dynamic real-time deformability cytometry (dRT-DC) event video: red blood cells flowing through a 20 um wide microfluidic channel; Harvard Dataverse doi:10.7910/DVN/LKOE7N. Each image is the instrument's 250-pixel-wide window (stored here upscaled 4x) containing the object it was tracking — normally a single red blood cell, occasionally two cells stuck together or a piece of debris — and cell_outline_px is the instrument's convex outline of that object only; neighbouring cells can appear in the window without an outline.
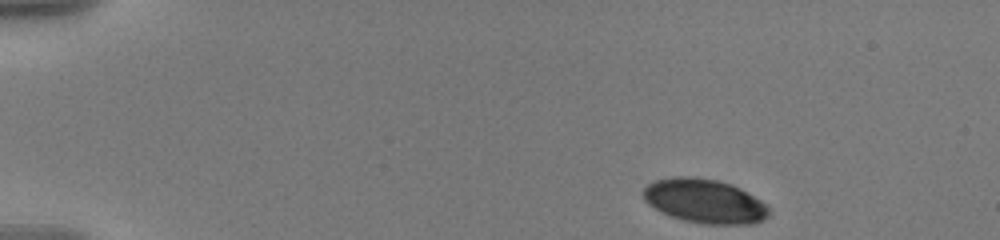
{"species": "human", "species_latin": "Homo sapiens", "temperature_condition": "warm", "stored_images_in_passage": 50, "camera_frame_rate_fps": 3000, "um_per_image_px": 0.085, "donor": {"sex": "male"}, "frame": {"image": 1, "passage_image": 1, "time_ms": 0.0, "image_size_px": [1000, 240], "cell_outline_px": [[768, 216], [764, 220], [756, 224], [700, 224], [684, 220], [672, 216], [648, 204], [644, 200], [644, 188], [648, 184], [656, 180], [672, 176], [696, 176], [716, 180], [732, 184], [740, 188], [760, 200], [768, 208]], "centroid_in_image_um": [59.9, 17.09], "position_along_channel_um": 25.1, "area_um2": 32.25}}
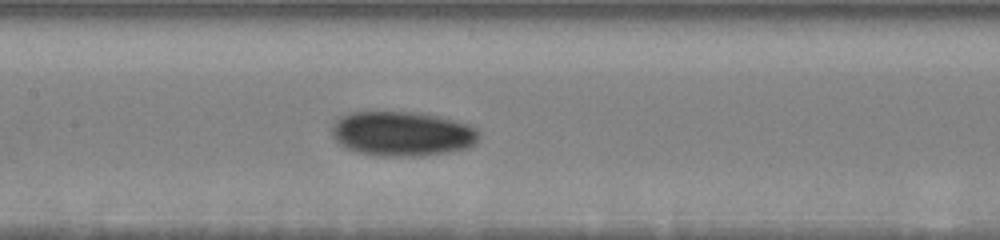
{"frame": {"image": 2, "passage_image": 22, "time_ms": 7.0, "image_size_px": [1000, 240], "cell_outline_px": [[480, 136], [476, 144], [468, 148], [448, 152], [420, 156], [376, 156], [356, 152], [344, 148], [332, 136], [332, 124], [340, 116], [352, 112], [424, 112], [440, 116], [468, 124], [476, 128], [480, 132]], "centroid_in_image_um": [34.2, 11.37], "position_along_channel_um": 173.2, "area_um2": 38.9}}
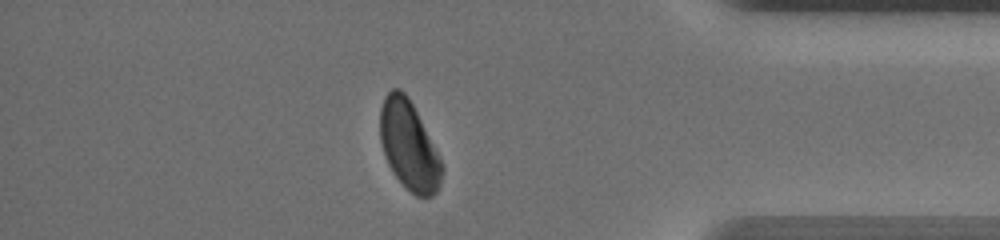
{"frame": {"image": 3, "passage_image": 43, "time_ms": 14.0, "image_size_px": [1000, 240], "cell_outline_px": [[444, 172], [440, 184], [436, 192], [432, 196], [416, 196], [392, 172], [388, 164], [380, 140], [380, 108], [384, 96], [392, 88], [400, 88], [408, 96], [440, 156], [444, 164]], "centroid_in_image_um": [34.77, 12.35], "position_along_channel_um": 400.4, "area_um2": 31.96}, "authors_computed_cell_mechanics": {"area_um2": 34.2176, "velocity_mm_per_s": 3.5648, "shape_relaxation_time_tau1_ms": 3.1086, "shape_relaxation_time_tau2_ms": 7.265, "deformation_change_tau1": 0.096, "deformation_change_tau2": 0.1007}}